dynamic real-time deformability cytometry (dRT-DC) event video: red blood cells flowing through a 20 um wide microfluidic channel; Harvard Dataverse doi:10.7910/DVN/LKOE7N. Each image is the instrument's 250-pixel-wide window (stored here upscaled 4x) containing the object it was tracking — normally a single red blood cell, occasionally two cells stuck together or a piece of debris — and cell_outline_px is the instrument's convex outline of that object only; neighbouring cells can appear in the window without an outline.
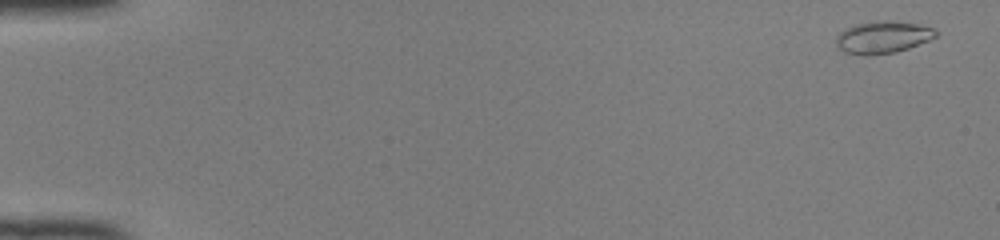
{"species": "common noctule bat (a hibernating species)", "species_latin": "Nyctalus noctula", "temperature_condition": "room temperature", "stored_images_in_passage": 50, "camera_frame_rate_fps": 3000, "um_per_image_px": 0.085, "animal": {"sex": "female", "body_mass_g": 22.0, "forearm_length_mm": 56.7}, "frame": {"image": 1, "passage_image": 2, "time_ms": 0.333, "image_size_px": [1000, 240], "cell_outline_px": [[940, 32], [936, 36], [928, 40], [908, 48], [896, 52], [844, 52], [836, 44], [836, 36], [844, 28], [856, 24], [876, 20], [896, 20], [920, 24], [936, 28]], "centroid_in_image_um": [75.11, 3.08], "position_along_channel_um": 9.9, "area_um2": 18.32}}
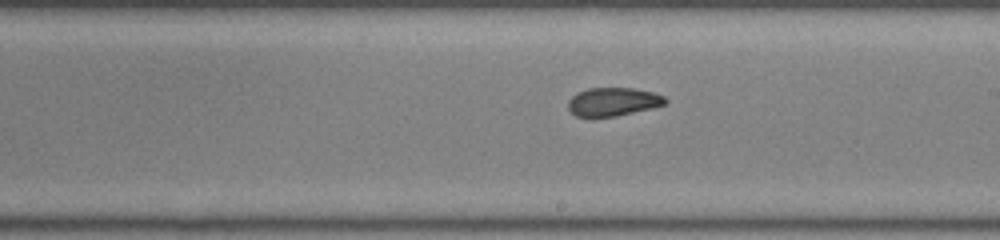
{"frame": {"image": 2, "passage_image": 30, "time_ms": 9.667, "image_size_px": [1000, 240], "cell_outline_px": [[668, 100], [664, 104], [652, 108], [616, 116], [576, 116], [568, 108], [568, 100], [576, 92], [588, 88], [632, 88], [652, 92], [664, 96]], "centroid_in_image_um": [52.1, 8.64], "position_along_channel_um": 236.9, "area_um2": 15.95}}
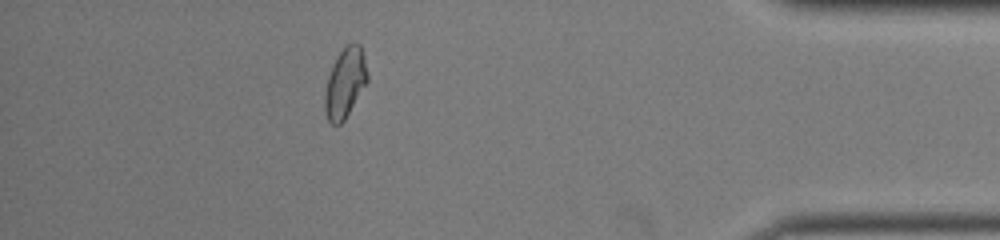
{"frame": {"image": 3, "passage_image": 45, "time_ms": 14.667, "image_size_px": [1000, 240], "cell_outline_px": [[368, 80], [344, 120], [340, 124], [332, 124], [328, 120], [324, 108], [324, 92], [328, 76], [332, 64], [340, 52], [348, 44], [360, 44], [364, 56], [368, 76]], "centroid_in_image_um": [29.31, 7.05], "position_along_channel_um": 405.9, "area_um2": 17.11}, "authors_computed_cell_mechanics": {"area_um2": 17.34, "velocity_mm_per_s": 4.1264, "shape_relaxation_time_tau1_ms": null, "shape_relaxation_time_tau2_ms": 1.5872, "deformation_change_tau1": null, "deformation_change_tau2": 0.0596}}